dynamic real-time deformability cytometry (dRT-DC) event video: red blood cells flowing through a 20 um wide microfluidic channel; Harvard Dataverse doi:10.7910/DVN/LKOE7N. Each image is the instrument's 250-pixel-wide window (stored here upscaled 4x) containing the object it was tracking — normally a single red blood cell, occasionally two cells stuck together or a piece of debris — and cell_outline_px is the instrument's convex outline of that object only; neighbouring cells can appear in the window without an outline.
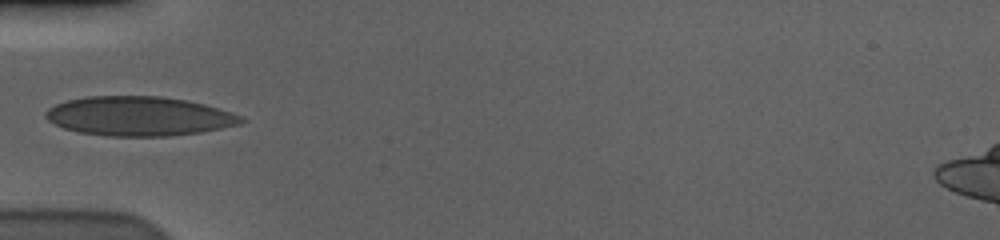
{"species": "human", "species_latin": "Homo sapiens", "temperature_condition": "cold", "stored_images_in_passage": 35, "camera_frame_rate_fps": 3000, "um_per_image_px": 0.085, "donor": {"sex": "male"}, "frame": {"image": 1, "passage_image": 1, "time_ms": 0.0, "image_size_px": [1000, 240], "cell_outline_px": [[248, 120], [240, 124], [200, 132], [172, 136], [108, 136], [80, 132], [64, 128], [48, 120], [44, 116], [44, 112], [48, 108], [56, 104], [68, 100], [88, 96], [160, 96], [184, 100], [204, 104], [240, 116]], "centroid_in_image_um": [11.78, 9.88], "position_along_channel_um": 73.2, "area_um2": 44.51}}
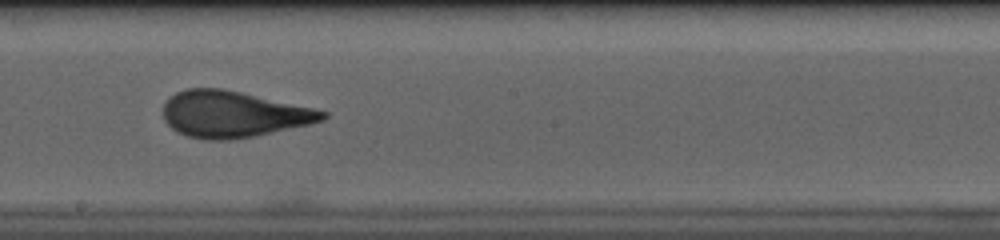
{"frame": {"image": 2, "passage_image": 14, "time_ms": 4.333, "image_size_px": [1000, 240], "cell_outline_px": [[328, 116], [324, 120], [308, 124], [256, 136], [228, 140], [204, 140], [188, 136], [176, 132], [164, 120], [164, 104], [168, 96], [184, 88], [220, 88], [240, 92], [312, 108], [328, 112]], "centroid_in_image_um": [19.77, 9.71], "position_along_channel_um": 228.4, "area_um2": 42.89}}
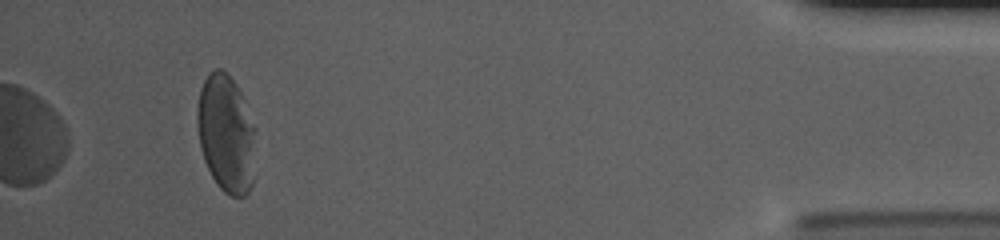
{"frame": {"image": 3, "passage_image": 35, "time_ms": 11.333, "image_size_px": [1000, 240], "cell_outline_px": [[256, 128], [252, 184], [248, 192], [244, 196], [232, 196], [224, 192], [220, 188], [212, 176], [204, 160], [200, 148], [196, 116], [200, 88], [204, 80], [212, 68], [220, 68], [236, 84], [244, 100]], "centroid_in_image_um": [19.22, 11.35], "position_along_channel_um": 416.0, "area_um2": 40.17}, "authors_computed_cell_mechanics": {"area_um2": 42.483, "velocity_mm_per_s": 3.5785, "shape_relaxation_time_tau1_ms": 6.5753, "shape_relaxation_time_tau2_ms": 0.7927, "deformation_change_tau1": 0.1959, "deformation_change_tau2": 0.0591}}